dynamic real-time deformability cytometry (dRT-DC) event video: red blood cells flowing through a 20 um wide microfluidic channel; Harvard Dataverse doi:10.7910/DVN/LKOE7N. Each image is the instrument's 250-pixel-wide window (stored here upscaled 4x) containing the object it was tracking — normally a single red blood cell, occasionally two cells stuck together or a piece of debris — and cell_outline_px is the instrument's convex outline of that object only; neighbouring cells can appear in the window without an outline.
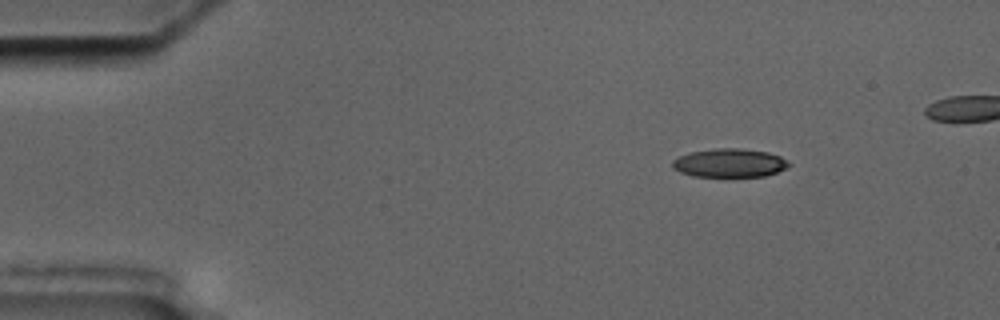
{"species": "common noctule bat (a hibernating species)", "species_latin": "Nyctalus noctula", "temperature_condition": "cold", "stored_images_in_passage": 5, "camera_frame_rate_fps": 3000, "um_per_image_px": 0.085, "animal": {"sex": "male", "body_mass_g": 17.5, "forearm_length_mm": 52.3}, "frame": {"image": 1, "passage_image": 2, "time_ms": 1.333, "image_size_px": [1000, 320], "cell_outline_px": [[792, 164], [788, 168], [764, 176], [692, 176], [680, 172], [672, 168], [672, 160], [688, 152], [712, 148], [740, 148], [768, 152], [780, 156]], "centroid_in_image_um": [62.0, 13.84], "position_along_channel_um": 23.0, "area_um2": 19.54}}